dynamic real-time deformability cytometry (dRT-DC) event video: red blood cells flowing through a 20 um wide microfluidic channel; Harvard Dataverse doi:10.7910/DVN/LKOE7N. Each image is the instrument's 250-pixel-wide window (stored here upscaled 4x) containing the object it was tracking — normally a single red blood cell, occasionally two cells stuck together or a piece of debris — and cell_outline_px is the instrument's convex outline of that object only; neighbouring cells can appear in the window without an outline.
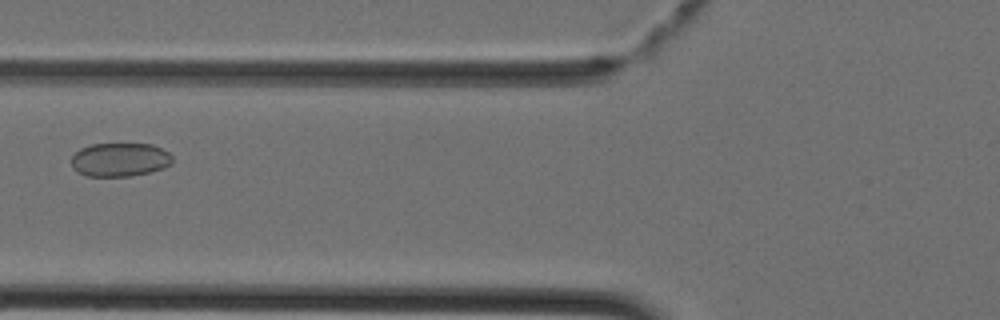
{"species": "Egyptian fruit bat (a non-hibernating species)", "species_latin": "Rousettus aegyptiacus", "temperature_condition": "cold", "stored_images_in_passage": 44, "camera_frame_rate_fps": 3000, "um_per_image_px": 0.085, "animal": {"sex": "female"}, "frame": {"image": 1, "passage_image": 17, "time_ms": 5.333, "image_size_px": [1000, 320], "cell_outline_px": [[172, 164], [164, 168], [132, 176], [88, 176], [76, 172], [72, 168], [72, 156], [80, 148], [92, 144], [152, 144], [168, 152], [172, 156]], "centroid_in_image_um": [10.18, 13.57], "position_along_channel_um": 115.6, "area_um2": 19.88}}
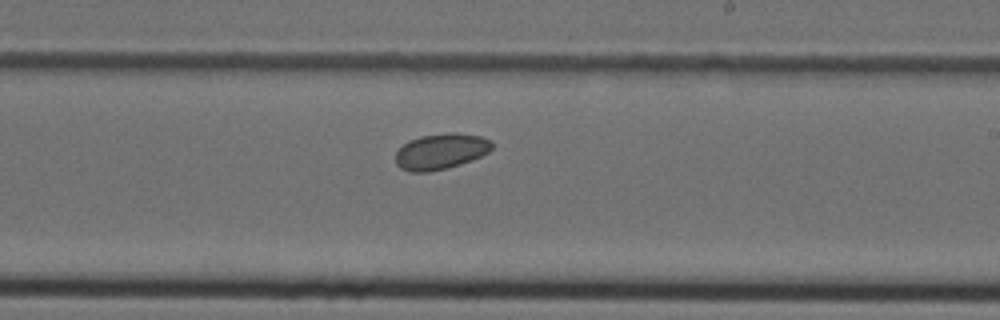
{"frame": {"image": 2, "passage_image": 26, "time_ms": 8.333, "image_size_px": [1000, 320], "cell_outline_px": [[492, 148], [488, 152], [480, 156], [460, 164], [448, 168], [428, 172], [412, 172], [400, 168], [396, 164], [396, 152], [408, 140], [420, 136], [452, 132], [456, 132], [480, 136], [488, 140], [492, 144]], "centroid_in_image_um": [37.44, 12.87], "position_along_channel_um": 251.6, "area_um2": 20.0}}
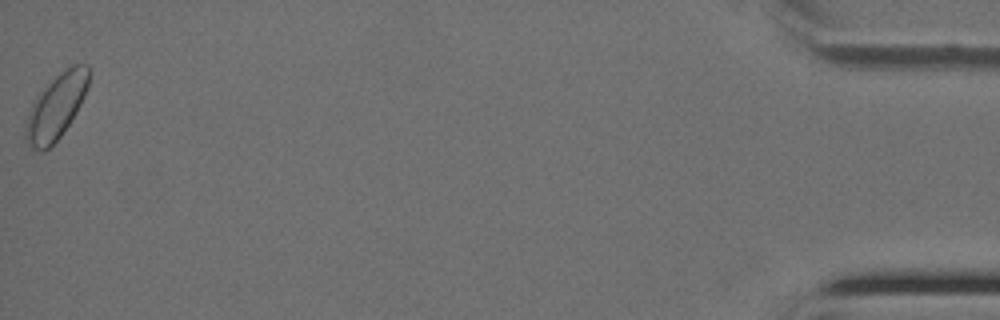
{"frame": {"image": 3, "passage_image": 44, "time_ms": 14.333, "image_size_px": [1000, 320], "cell_outline_px": [[88, 88], [76, 112], [60, 136], [44, 152], [40, 152], [32, 148], [24, 140], [24, 132], [28, 112], [32, 100], [60, 72], [72, 64], [88, 64]], "centroid_in_image_um": [4.73, 9.09], "position_along_channel_um": 430.5, "area_um2": 23.76}}